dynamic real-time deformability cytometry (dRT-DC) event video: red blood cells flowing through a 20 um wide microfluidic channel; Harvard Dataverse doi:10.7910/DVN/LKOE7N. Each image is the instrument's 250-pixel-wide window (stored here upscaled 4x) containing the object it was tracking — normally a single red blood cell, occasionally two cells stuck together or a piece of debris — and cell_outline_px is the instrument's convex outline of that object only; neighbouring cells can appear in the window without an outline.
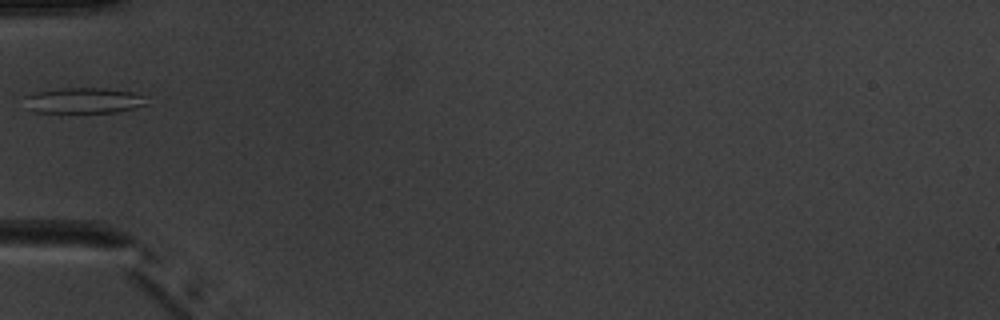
{"species": "common noctule bat (a hibernating species)", "species_latin": "Nyctalus noctula", "temperature_condition": "warm", "stored_images_in_passage": 2, "camera_frame_rate_fps": 3000, "um_per_image_px": 0.085, "animal": {"sex": "male", "body_mass_g": 20.1, "forearm_length_mm": 53.5}, "frame": {"image": 1, "passage_image": 1, "time_ms": 0.0, "image_size_px": [1000, 320], "cell_outline_px": [[148, 104], [136, 108], [116, 112], [36, 112], [24, 108], [24, 96], [32, 92], [64, 88], [104, 88], [132, 92], [144, 96]], "centroid_in_image_um": [7.06, 8.54], "position_along_channel_um": 77.9, "area_um2": 18.44}}
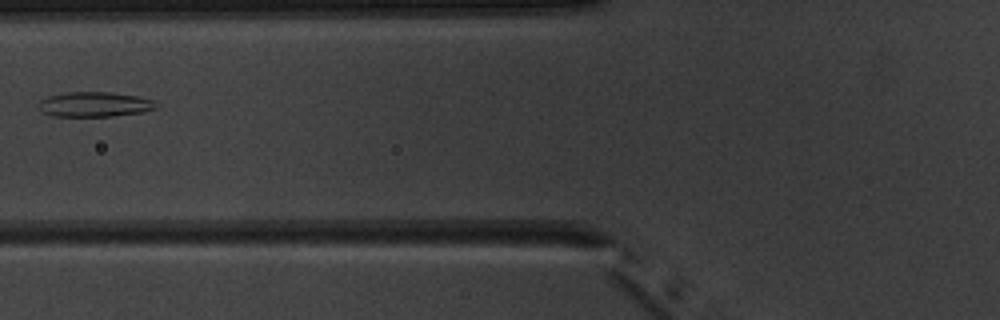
{"frame": {"image": 2, "passage_image": 2, "time_ms": 1.0, "image_size_px": [1000, 320], "cell_outline_px": [[160, 108], [144, 112], [112, 116], [52, 116], [40, 112], [36, 108], [36, 104], [40, 100], [48, 96], [68, 92], [112, 92], [136, 96], [152, 100], [160, 104]], "centroid_in_image_um": [8.03, 8.88], "position_along_channel_um": 117.8, "area_um2": 17.46}}